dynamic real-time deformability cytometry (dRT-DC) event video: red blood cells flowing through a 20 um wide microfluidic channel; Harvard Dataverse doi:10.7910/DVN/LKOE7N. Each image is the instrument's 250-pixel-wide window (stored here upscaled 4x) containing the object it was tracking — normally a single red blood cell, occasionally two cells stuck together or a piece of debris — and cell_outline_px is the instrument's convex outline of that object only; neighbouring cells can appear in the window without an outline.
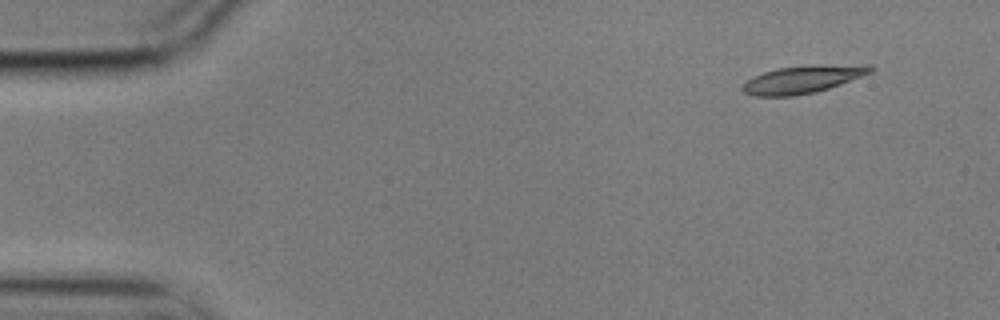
{"species": "common noctule bat (a hibernating species)", "species_latin": "Nyctalus noctula", "temperature_condition": "cold", "stored_images_in_passage": 5, "camera_frame_rate_fps": 3000, "um_per_image_px": 0.085, "animal": {"sex": "male", "body_mass_g": 17.9}, "frame": {"image": 1, "passage_image": 5, "time_ms": 1.333, "image_size_px": [1000, 320], "cell_outline_px": [[876, 68], [872, 72], [840, 84], [816, 92], [792, 96], [752, 96], [744, 92], [740, 88], [748, 80], [764, 72], [776, 68], [864, 64], [872, 64]], "centroid_in_image_um": [68.25, 6.76], "position_along_channel_um": 16.7, "area_um2": 20.11}}